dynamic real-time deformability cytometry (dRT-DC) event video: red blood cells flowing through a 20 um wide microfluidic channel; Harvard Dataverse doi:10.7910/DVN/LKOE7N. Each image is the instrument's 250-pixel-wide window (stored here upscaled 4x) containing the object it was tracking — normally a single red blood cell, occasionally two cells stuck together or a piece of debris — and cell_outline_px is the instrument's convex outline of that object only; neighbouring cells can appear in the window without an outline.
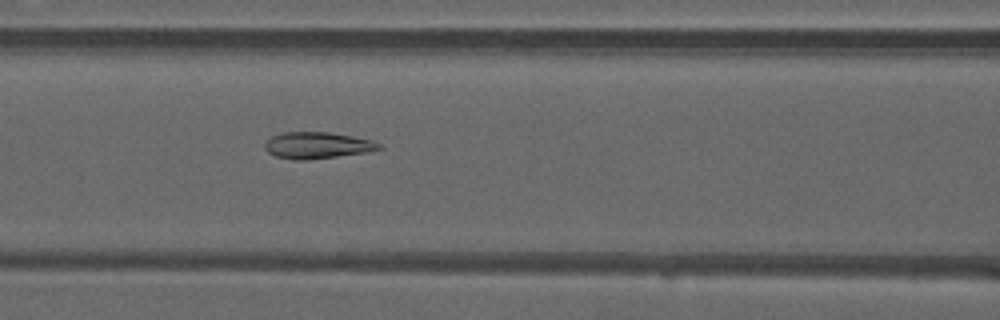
{"species": "common noctule bat (a hibernating species)", "species_latin": "Nyctalus noctula", "temperature_condition": "warm", "stored_images_in_passage": 36, "camera_frame_rate_fps": 3000, "um_per_image_px": 0.085, "animal": {"sex": "male", "forearm_length_mm": 52.5}, "frame": {"image": 1, "passage_image": 9, "time_ms": 2.667, "image_size_px": [1000, 320], "cell_outline_px": [[384, 148], [364, 152], [336, 156], [304, 160], [292, 160], [276, 156], [268, 152], [264, 148], [264, 144], [272, 136], [284, 132], [328, 132], [352, 136], [372, 140], [380, 144]], "centroid_in_image_um": [26.94, 12.35], "position_along_channel_um": 139.7, "area_um2": 17.46}}
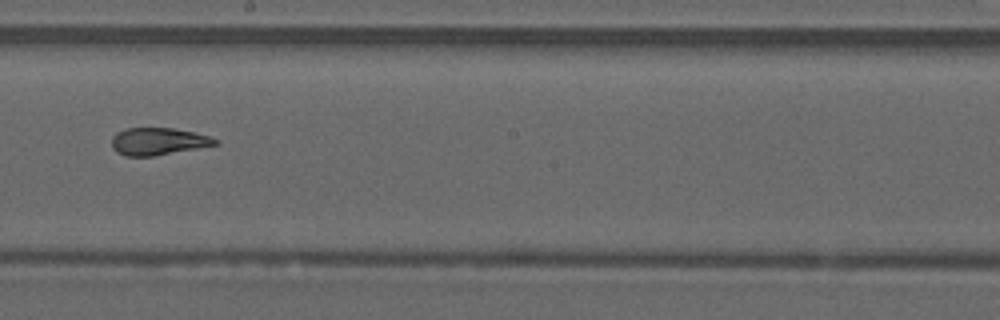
{"frame": {"image": 2, "passage_image": 16, "time_ms": 5.0, "image_size_px": [1000, 320], "cell_outline_px": [[220, 144], [152, 156], [124, 156], [116, 152], [112, 148], [112, 136], [116, 132], [124, 128], [172, 128], [192, 132], [208, 136], [220, 140]], "centroid_in_image_um": [13.41, 12.02], "position_along_channel_um": 234.8, "area_um2": 16.47}}
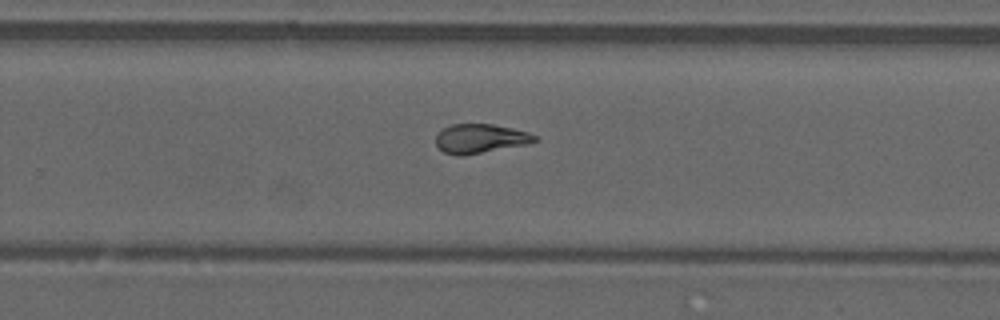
{"frame": {"image": 3, "passage_image": 20, "time_ms": 6.333, "image_size_px": [1000, 320], "cell_outline_px": [[540, 140], [528, 144], [460, 156], [456, 156], [444, 152], [436, 144], [436, 136], [444, 128], [452, 124], [492, 124], [512, 128], [528, 132], [536, 136]], "centroid_in_image_um": [40.85, 11.78], "position_along_channel_um": 289.0, "area_um2": 16.7}, "authors_computed_cell_mechanics": {"area_um2": 16.9932, "velocity_mm_per_s": 4.0879, "shape_relaxation_time_tau1_ms": null, "shape_relaxation_time_tau2_ms": 1.7211, "deformation_change_tau1": null, "deformation_change_tau2": 0.0662}}